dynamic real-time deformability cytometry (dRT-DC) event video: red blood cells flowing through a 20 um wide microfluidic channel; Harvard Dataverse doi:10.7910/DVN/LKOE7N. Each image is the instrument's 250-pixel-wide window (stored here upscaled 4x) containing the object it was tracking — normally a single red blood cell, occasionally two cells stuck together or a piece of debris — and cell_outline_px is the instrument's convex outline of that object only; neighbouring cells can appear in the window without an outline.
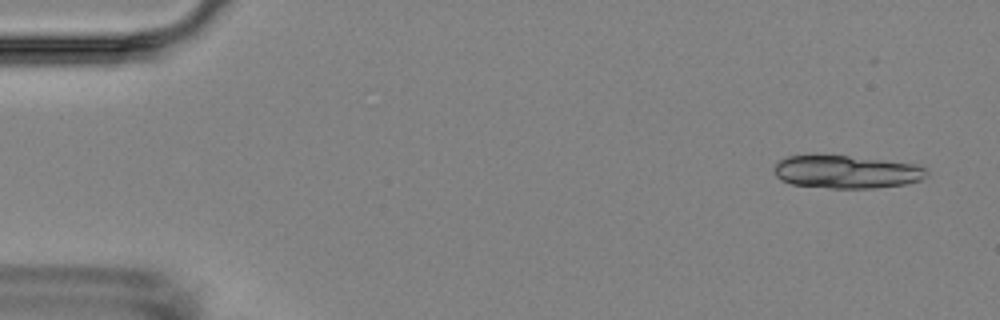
{"species": "Egyptian fruit bat (a non-hibernating species)", "species_latin": "Rousettus aegyptiacus", "temperature_condition": "room temperature", "stored_images_in_passage": 4, "camera_frame_rate_fps": 3000, "um_per_image_px": 0.085, "animal": {"sex": "female"}, "frame": {"image": 1, "passage_image": 1, "time_ms": 0.0, "image_size_px": [1000, 320], "cell_outline_px": [[928, 176], [920, 180], [908, 184], [876, 188], [828, 188], [792, 184], [780, 180], [776, 176], [772, 168], [780, 160], [788, 156], [848, 156], [920, 164], [928, 168]], "centroid_in_image_um": [72.02, 14.62], "position_along_channel_um": 13.0, "area_um2": 29.48}}